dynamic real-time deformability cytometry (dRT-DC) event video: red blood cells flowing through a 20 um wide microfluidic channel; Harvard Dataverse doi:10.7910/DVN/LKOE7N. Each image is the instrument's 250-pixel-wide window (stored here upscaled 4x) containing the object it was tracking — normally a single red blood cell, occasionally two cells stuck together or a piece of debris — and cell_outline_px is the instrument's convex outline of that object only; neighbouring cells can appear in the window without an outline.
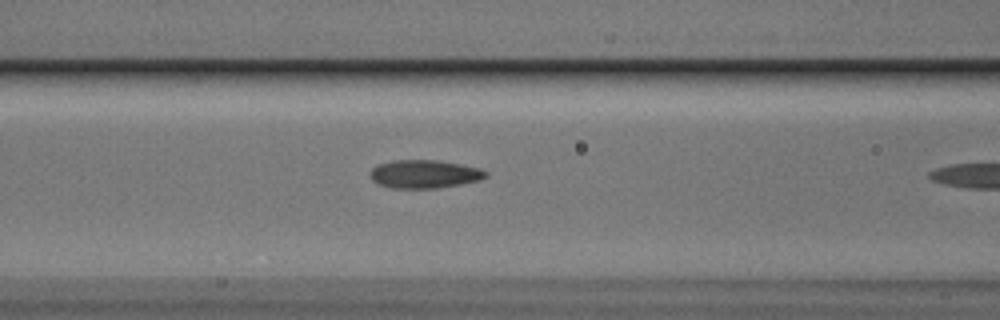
{"species": "Egyptian fruit bat (a non-hibernating species)", "species_latin": "Rousettus aegyptiacus", "temperature_condition": "cold", "stored_images_in_passage": 11, "camera_frame_rate_fps": 3000, "um_per_image_px": 0.085, "animal": {"sex": "male"}, "frame": {"image": 1, "passage_image": 10, "time_ms": 3.0, "image_size_px": [1000, 320], "cell_outline_px": [[488, 176], [480, 180], [460, 184], [436, 188], [392, 188], [376, 184], [372, 180], [368, 172], [372, 168], [380, 164], [396, 160], [436, 160], [460, 164], [480, 168], [488, 172]], "centroid_in_image_um": [36.06, 14.8], "position_along_channel_um": 130.5, "area_um2": 19.07}}